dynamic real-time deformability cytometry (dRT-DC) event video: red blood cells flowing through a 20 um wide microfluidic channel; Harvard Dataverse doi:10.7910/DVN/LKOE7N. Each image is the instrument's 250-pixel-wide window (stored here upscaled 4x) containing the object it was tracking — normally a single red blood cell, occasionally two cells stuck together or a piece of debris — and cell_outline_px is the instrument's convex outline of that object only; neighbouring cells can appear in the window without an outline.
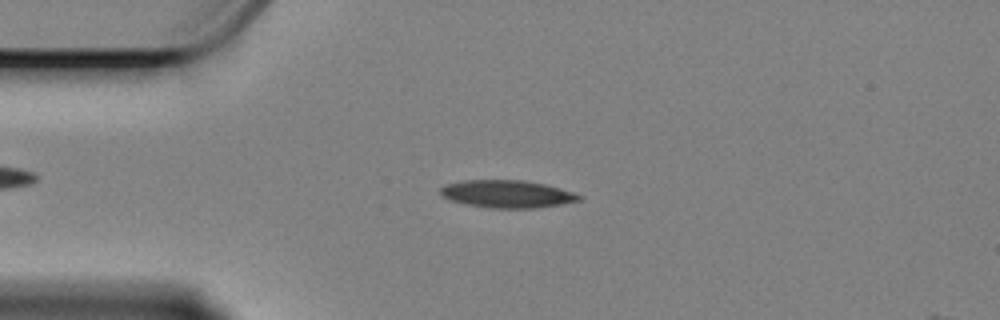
{"species": "Egyptian fruit bat (a non-hibernating species)", "species_latin": "Rousettus aegyptiacus", "temperature_condition": "cold", "stored_images_in_passage": 58, "camera_frame_rate_fps": 3000, "um_per_image_px": 0.085, "animal": {"sex": "female"}, "frame": {"image": 1, "passage_image": 12, "time_ms": 3.667, "image_size_px": [1000, 320], "cell_outline_px": [[584, 200], [536, 208], [488, 208], [468, 204], [452, 200], [440, 196], [440, 188], [444, 184], [464, 180], [524, 180], [544, 184], [560, 188], [584, 196]], "centroid_in_image_um": [43.12, 16.48], "position_along_channel_um": 41.9, "area_um2": 22.37}}
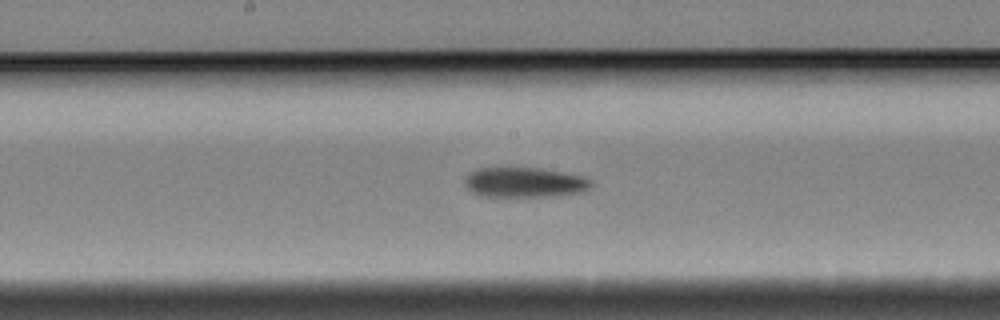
{"frame": {"image": 2, "passage_image": 28, "time_ms": 9.0, "image_size_px": [1000, 320], "cell_outline_px": [[592, 184], [588, 188], [580, 192], [556, 196], [480, 196], [464, 188], [464, 180], [472, 172], [480, 168], [540, 168], [580, 176], [592, 180]], "centroid_in_image_um": [44.54, 15.51], "position_along_channel_um": 203.7, "area_um2": 21.85}}
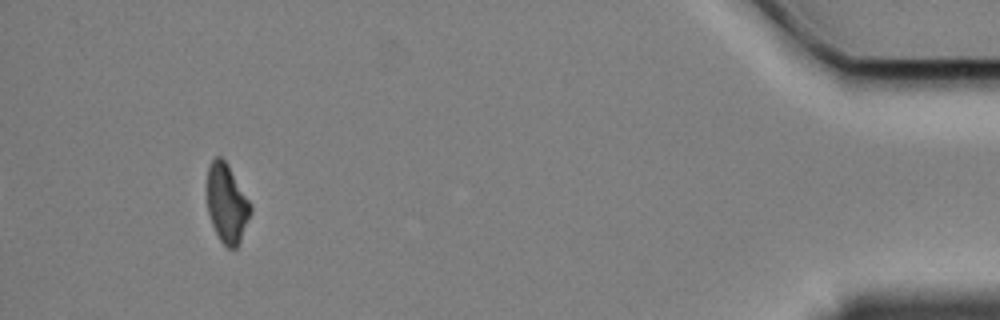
{"frame": {"image": 3, "passage_image": 53, "time_ms": 17.333, "image_size_px": [1000, 320], "cell_outline_px": [[252, 212], [240, 240], [236, 248], [228, 248], [220, 240], [212, 224], [208, 212], [208, 168], [212, 160], [216, 156], [220, 156], [228, 164], [252, 204]], "centroid_in_image_um": [19.31, 17.28], "position_along_channel_um": 415.9, "area_um2": 19.83}, "authors_computed_cell_mechanics": {"area_um2": 21.8195, "velocity_mm_per_s": 3.3756, "shape_relaxation_time_tau1_ms": 6.6384, "shape_relaxation_time_tau2_ms": null, "deformation_change_tau1": 0.1377, "deformation_change_tau2": null}}